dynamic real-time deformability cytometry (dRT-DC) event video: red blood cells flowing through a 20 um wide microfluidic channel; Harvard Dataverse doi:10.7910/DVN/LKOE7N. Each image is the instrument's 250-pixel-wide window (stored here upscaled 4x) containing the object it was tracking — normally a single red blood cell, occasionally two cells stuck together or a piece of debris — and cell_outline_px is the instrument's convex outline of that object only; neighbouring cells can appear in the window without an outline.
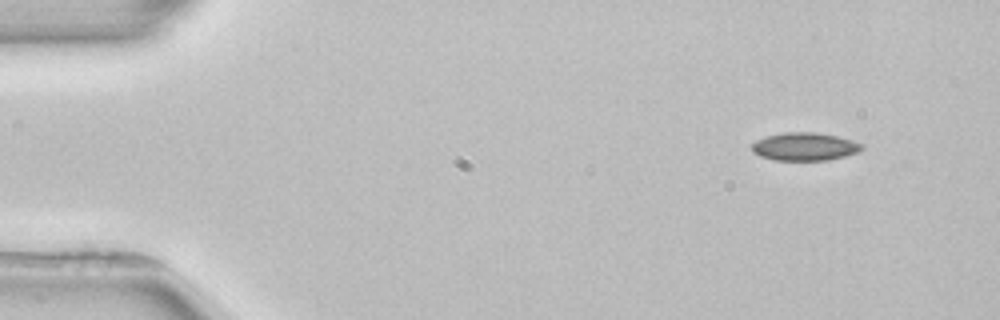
{"species": "common noctule bat (a hibernating species)", "species_latin": "Nyctalus noctula", "temperature_condition": "room temperature", "stored_images_in_passage": 4, "camera_frame_rate_fps": 3000, "um_per_image_px": 0.085, "animal": {"sex": "female", "body_mass_g": 22.7, "forearm_length_mm": 54.2}, "frame": {"image": 1, "passage_image": 1, "time_ms": 0.0, "image_size_px": [1000, 320], "cell_outline_px": [[864, 148], [860, 152], [828, 160], [776, 160], [760, 156], [752, 152], [752, 144], [756, 140], [764, 136], [784, 132], [816, 132], [836, 136], [852, 140], [864, 144]], "centroid_in_image_um": [68.41, 12.45], "position_along_channel_um": 16.6, "area_um2": 18.09}}
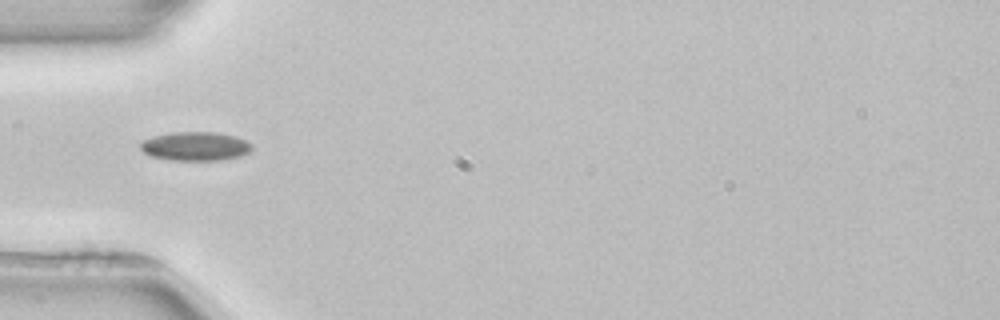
{"frame": {"image": 2, "passage_image": 4, "time_ms": 4.0, "image_size_px": [1000, 320], "cell_outline_px": [[252, 148], [248, 152], [240, 156], [220, 160], [168, 160], [152, 156], [144, 152], [140, 148], [140, 140], [152, 136], [172, 132], [216, 132], [236, 136], [252, 144]], "centroid_in_image_um": [16.57, 12.42], "position_along_channel_um": 68.4, "area_um2": 18.84}}